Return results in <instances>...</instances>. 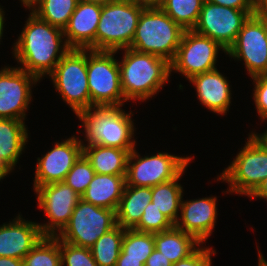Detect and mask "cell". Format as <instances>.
<instances>
[{
	"label": "cell",
	"instance_id": "obj_1",
	"mask_svg": "<svg viewBox=\"0 0 267 266\" xmlns=\"http://www.w3.org/2000/svg\"><path fill=\"white\" fill-rule=\"evenodd\" d=\"M13 45L20 68L39 81L50 75L61 58L70 50L63 29L41 20L30 12L26 24ZM64 40V42H63Z\"/></svg>",
	"mask_w": 267,
	"mask_h": 266
},
{
	"label": "cell",
	"instance_id": "obj_2",
	"mask_svg": "<svg viewBox=\"0 0 267 266\" xmlns=\"http://www.w3.org/2000/svg\"><path fill=\"white\" fill-rule=\"evenodd\" d=\"M121 50L124 55L118 64L125 100L143 102L154 97L170 78V63L161 57L131 48Z\"/></svg>",
	"mask_w": 267,
	"mask_h": 266
},
{
	"label": "cell",
	"instance_id": "obj_3",
	"mask_svg": "<svg viewBox=\"0 0 267 266\" xmlns=\"http://www.w3.org/2000/svg\"><path fill=\"white\" fill-rule=\"evenodd\" d=\"M122 106L91 107L77 115L85 129L87 144L104 147H117L131 152L136 145L135 127L132 111L121 109Z\"/></svg>",
	"mask_w": 267,
	"mask_h": 266
},
{
	"label": "cell",
	"instance_id": "obj_4",
	"mask_svg": "<svg viewBox=\"0 0 267 266\" xmlns=\"http://www.w3.org/2000/svg\"><path fill=\"white\" fill-rule=\"evenodd\" d=\"M184 32L161 8H144L129 48L171 63Z\"/></svg>",
	"mask_w": 267,
	"mask_h": 266
},
{
	"label": "cell",
	"instance_id": "obj_5",
	"mask_svg": "<svg viewBox=\"0 0 267 266\" xmlns=\"http://www.w3.org/2000/svg\"><path fill=\"white\" fill-rule=\"evenodd\" d=\"M144 8L136 1L113 0L102 5L95 35V51L129 48Z\"/></svg>",
	"mask_w": 267,
	"mask_h": 266
},
{
	"label": "cell",
	"instance_id": "obj_6",
	"mask_svg": "<svg viewBox=\"0 0 267 266\" xmlns=\"http://www.w3.org/2000/svg\"><path fill=\"white\" fill-rule=\"evenodd\" d=\"M250 134L246 144L216 180L228 183L227 194L249 197L267 178V146L255 132Z\"/></svg>",
	"mask_w": 267,
	"mask_h": 266
},
{
	"label": "cell",
	"instance_id": "obj_7",
	"mask_svg": "<svg viewBox=\"0 0 267 266\" xmlns=\"http://www.w3.org/2000/svg\"><path fill=\"white\" fill-rule=\"evenodd\" d=\"M117 51L87 49V78L91 107L123 106Z\"/></svg>",
	"mask_w": 267,
	"mask_h": 266
},
{
	"label": "cell",
	"instance_id": "obj_8",
	"mask_svg": "<svg viewBox=\"0 0 267 266\" xmlns=\"http://www.w3.org/2000/svg\"><path fill=\"white\" fill-rule=\"evenodd\" d=\"M55 90L77 116L90 109L87 49H70L49 75Z\"/></svg>",
	"mask_w": 267,
	"mask_h": 266
},
{
	"label": "cell",
	"instance_id": "obj_9",
	"mask_svg": "<svg viewBox=\"0 0 267 266\" xmlns=\"http://www.w3.org/2000/svg\"><path fill=\"white\" fill-rule=\"evenodd\" d=\"M116 226L115 210L80 199L69 222L56 237L76 246L90 248L98 238Z\"/></svg>",
	"mask_w": 267,
	"mask_h": 266
},
{
	"label": "cell",
	"instance_id": "obj_10",
	"mask_svg": "<svg viewBox=\"0 0 267 266\" xmlns=\"http://www.w3.org/2000/svg\"><path fill=\"white\" fill-rule=\"evenodd\" d=\"M193 157H180L158 152L155 155L141 157L134 148L128 157L126 185L153 187L176 179Z\"/></svg>",
	"mask_w": 267,
	"mask_h": 266
},
{
	"label": "cell",
	"instance_id": "obj_11",
	"mask_svg": "<svg viewBox=\"0 0 267 266\" xmlns=\"http://www.w3.org/2000/svg\"><path fill=\"white\" fill-rule=\"evenodd\" d=\"M226 55L243 60L251 78L267 74V16L261 10L244 22Z\"/></svg>",
	"mask_w": 267,
	"mask_h": 266
},
{
	"label": "cell",
	"instance_id": "obj_12",
	"mask_svg": "<svg viewBox=\"0 0 267 266\" xmlns=\"http://www.w3.org/2000/svg\"><path fill=\"white\" fill-rule=\"evenodd\" d=\"M220 50L226 54V49L217 41L193 30H185L176 55L170 63V72H180L189 80L195 75L215 70Z\"/></svg>",
	"mask_w": 267,
	"mask_h": 266
},
{
	"label": "cell",
	"instance_id": "obj_13",
	"mask_svg": "<svg viewBox=\"0 0 267 266\" xmlns=\"http://www.w3.org/2000/svg\"><path fill=\"white\" fill-rule=\"evenodd\" d=\"M258 11H243L205 1L193 31L217 41L226 51L236 40L249 16Z\"/></svg>",
	"mask_w": 267,
	"mask_h": 266
},
{
	"label": "cell",
	"instance_id": "obj_14",
	"mask_svg": "<svg viewBox=\"0 0 267 266\" xmlns=\"http://www.w3.org/2000/svg\"><path fill=\"white\" fill-rule=\"evenodd\" d=\"M38 208L44 210L48 222L38 224L43 236H57L69 222L81 196L65 182L38 186L35 190Z\"/></svg>",
	"mask_w": 267,
	"mask_h": 266
},
{
	"label": "cell",
	"instance_id": "obj_15",
	"mask_svg": "<svg viewBox=\"0 0 267 266\" xmlns=\"http://www.w3.org/2000/svg\"><path fill=\"white\" fill-rule=\"evenodd\" d=\"M39 80L18 67L0 70V118L25 120L32 99V85Z\"/></svg>",
	"mask_w": 267,
	"mask_h": 266
},
{
	"label": "cell",
	"instance_id": "obj_16",
	"mask_svg": "<svg viewBox=\"0 0 267 266\" xmlns=\"http://www.w3.org/2000/svg\"><path fill=\"white\" fill-rule=\"evenodd\" d=\"M82 155L83 143L75 135L61 142H55L49 152L37 158L33 189L64 181L67 173Z\"/></svg>",
	"mask_w": 267,
	"mask_h": 266
},
{
	"label": "cell",
	"instance_id": "obj_17",
	"mask_svg": "<svg viewBox=\"0 0 267 266\" xmlns=\"http://www.w3.org/2000/svg\"><path fill=\"white\" fill-rule=\"evenodd\" d=\"M217 197L181 200L180 217L174 226L194 236L201 244L206 242L215 228ZM181 220V221H180Z\"/></svg>",
	"mask_w": 267,
	"mask_h": 266
},
{
	"label": "cell",
	"instance_id": "obj_18",
	"mask_svg": "<svg viewBox=\"0 0 267 266\" xmlns=\"http://www.w3.org/2000/svg\"><path fill=\"white\" fill-rule=\"evenodd\" d=\"M38 224L19 214L9 223L0 225V257L23 260L43 237Z\"/></svg>",
	"mask_w": 267,
	"mask_h": 266
},
{
	"label": "cell",
	"instance_id": "obj_19",
	"mask_svg": "<svg viewBox=\"0 0 267 266\" xmlns=\"http://www.w3.org/2000/svg\"><path fill=\"white\" fill-rule=\"evenodd\" d=\"M102 5L78 1L75 11L64 28L65 42L70 49L95 51V35Z\"/></svg>",
	"mask_w": 267,
	"mask_h": 266
},
{
	"label": "cell",
	"instance_id": "obj_20",
	"mask_svg": "<svg viewBox=\"0 0 267 266\" xmlns=\"http://www.w3.org/2000/svg\"><path fill=\"white\" fill-rule=\"evenodd\" d=\"M219 70L198 74L189 79L196 87L197 98L207 109L219 115H225L231 103L229 81Z\"/></svg>",
	"mask_w": 267,
	"mask_h": 266
},
{
	"label": "cell",
	"instance_id": "obj_21",
	"mask_svg": "<svg viewBox=\"0 0 267 266\" xmlns=\"http://www.w3.org/2000/svg\"><path fill=\"white\" fill-rule=\"evenodd\" d=\"M126 175L95 174L81 199L95 206L117 210L126 185Z\"/></svg>",
	"mask_w": 267,
	"mask_h": 266
},
{
	"label": "cell",
	"instance_id": "obj_22",
	"mask_svg": "<svg viewBox=\"0 0 267 266\" xmlns=\"http://www.w3.org/2000/svg\"><path fill=\"white\" fill-rule=\"evenodd\" d=\"M83 155L97 174L126 175L130 152L117 147L84 144Z\"/></svg>",
	"mask_w": 267,
	"mask_h": 266
},
{
	"label": "cell",
	"instance_id": "obj_23",
	"mask_svg": "<svg viewBox=\"0 0 267 266\" xmlns=\"http://www.w3.org/2000/svg\"><path fill=\"white\" fill-rule=\"evenodd\" d=\"M24 121L0 118V160L12 170L18 163L28 141V130Z\"/></svg>",
	"mask_w": 267,
	"mask_h": 266
},
{
	"label": "cell",
	"instance_id": "obj_24",
	"mask_svg": "<svg viewBox=\"0 0 267 266\" xmlns=\"http://www.w3.org/2000/svg\"><path fill=\"white\" fill-rule=\"evenodd\" d=\"M151 200V187L125 185L116 210L117 225L124 229H133L139 223L144 208Z\"/></svg>",
	"mask_w": 267,
	"mask_h": 266
},
{
	"label": "cell",
	"instance_id": "obj_25",
	"mask_svg": "<svg viewBox=\"0 0 267 266\" xmlns=\"http://www.w3.org/2000/svg\"><path fill=\"white\" fill-rule=\"evenodd\" d=\"M155 249L176 263L191 255L201 243L192 235L173 226L171 229L154 234Z\"/></svg>",
	"mask_w": 267,
	"mask_h": 266
},
{
	"label": "cell",
	"instance_id": "obj_26",
	"mask_svg": "<svg viewBox=\"0 0 267 266\" xmlns=\"http://www.w3.org/2000/svg\"><path fill=\"white\" fill-rule=\"evenodd\" d=\"M185 170L174 180L151 187L152 202L173 224L179 217L183 187L179 180Z\"/></svg>",
	"mask_w": 267,
	"mask_h": 266
},
{
	"label": "cell",
	"instance_id": "obj_27",
	"mask_svg": "<svg viewBox=\"0 0 267 266\" xmlns=\"http://www.w3.org/2000/svg\"><path fill=\"white\" fill-rule=\"evenodd\" d=\"M79 0H38L31 10L38 18L64 30Z\"/></svg>",
	"mask_w": 267,
	"mask_h": 266
},
{
	"label": "cell",
	"instance_id": "obj_28",
	"mask_svg": "<svg viewBox=\"0 0 267 266\" xmlns=\"http://www.w3.org/2000/svg\"><path fill=\"white\" fill-rule=\"evenodd\" d=\"M125 229L117 225L90 247L97 266H115L119 258Z\"/></svg>",
	"mask_w": 267,
	"mask_h": 266
},
{
	"label": "cell",
	"instance_id": "obj_29",
	"mask_svg": "<svg viewBox=\"0 0 267 266\" xmlns=\"http://www.w3.org/2000/svg\"><path fill=\"white\" fill-rule=\"evenodd\" d=\"M154 249L153 233L125 229L120 252V255H125V259L141 260L145 265Z\"/></svg>",
	"mask_w": 267,
	"mask_h": 266
},
{
	"label": "cell",
	"instance_id": "obj_30",
	"mask_svg": "<svg viewBox=\"0 0 267 266\" xmlns=\"http://www.w3.org/2000/svg\"><path fill=\"white\" fill-rule=\"evenodd\" d=\"M205 0H166L161 9L184 30H193Z\"/></svg>",
	"mask_w": 267,
	"mask_h": 266
},
{
	"label": "cell",
	"instance_id": "obj_31",
	"mask_svg": "<svg viewBox=\"0 0 267 266\" xmlns=\"http://www.w3.org/2000/svg\"><path fill=\"white\" fill-rule=\"evenodd\" d=\"M23 266H61L60 239L43 236L23 258Z\"/></svg>",
	"mask_w": 267,
	"mask_h": 266
},
{
	"label": "cell",
	"instance_id": "obj_32",
	"mask_svg": "<svg viewBox=\"0 0 267 266\" xmlns=\"http://www.w3.org/2000/svg\"><path fill=\"white\" fill-rule=\"evenodd\" d=\"M91 163L82 155L67 173L63 182L70 186L80 196L85 192L95 176Z\"/></svg>",
	"mask_w": 267,
	"mask_h": 266
},
{
	"label": "cell",
	"instance_id": "obj_33",
	"mask_svg": "<svg viewBox=\"0 0 267 266\" xmlns=\"http://www.w3.org/2000/svg\"><path fill=\"white\" fill-rule=\"evenodd\" d=\"M174 224L154 206V203H150L144 208V213L139 223L133 228L134 230L147 233H160L171 229Z\"/></svg>",
	"mask_w": 267,
	"mask_h": 266
},
{
	"label": "cell",
	"instance_id": "obj_34",
	"mask_svg": "<svg viewBox=\"0 0 267 266\" xmlns=\"http://www.w3.org/2000/svg\"><path fill=\"white\" fill-rule=\"evenodd\" d=\"M61 266H97L90 248L60 240Z\"/></svg>",
	"mask_w": 267,
	"mask_h": 266
},
{
	"label": "cell",
	"instance_id": "obj_35",
	"mask_svg": "<svg viewBox=\"0 0 267 266\" xmlns=\"http://www.w3.org/2000/svg\"><path fill=\"white\" fill-rule=\"evenodd\" d=\"M252 80L255 84L253 89L255 108L260 119L264 122L267 120V74L252 77Z\"/></svg>",
	"mask_w": 267,
	"mask_h": 266
},
{
	"label": "cell",
	"instance_id": "obj_36",
	"mask_svg": "<svg viewBox=\"0 0 267 266\" xmlns=\"http://www.w3.org/2000/svg\"><path fill=\"white\" fill-rule=\"evenodd\" d=\"M216 251L209 247H198L191 255L181 259L172 266H211V255H215Z\"/></svg>",
	"mask_w": 267,
	"mask_h": 266
},
{
	"label": "cell",
	"instance_id": "obj_37",
	"mask_svg": "<svg viewBox=\"0 0 267 266\" xmlns=\"http://www.w3.org/2000/svg\"><path fill=\"white\" fill-rule=\"evenodd\" d=\"M210 3L243 11H259L255 0H205Z\"/></svg>",
	"mask_w": 267,
	"mask_h": 266
},
{
	"label": "cell",
	"instance_id": "obj_38",
	"mask_svg": "<svg viewBox=\"0 0 267 266\" xmlns=\"http://www.w3.org/2000/svg\"><path fill=\"white\" fill-rule=\"evenodd\" d=\"M144 266H172V262L164 257L160 251L154 249Z\"/></svg>",
	"mask_w": 267,
	"mask_h": 266
},
{
	"label": "cell",
	"instance_id": "obj_39",
	"mask_svg": "<svg viewBox=\"0 0 267 266\" xmlns=\"http://www.w3.org/2000/svg\"><path fill=\"white\" fill-rule=\"evenodd\" d=\"M266 199L267 202V178H265L249 198Z\"/></svg>",
	"mask_w": 267,
	"mask_h": 266
},
{
	"label": "cell",
	"instance_id": "obj_40",
	"mask_svg": "<svg viewBox=\"0 0 267 266\" xmlns=\"http://www.w3.org/2000/svg\"><path fill=\"white\" fill-rule=\"evenodd\" d=\"M115 266H144L141 260L125 259V255H119Z\"/></svg>",
	"mask_w": 267,
	"mask_h": 266
},
{
	"label": "cell",
	"instance_id": "obj_41",
	"mask_svg": "<svg viewBox=\"0 0 267 266\" xmlns=\"http://www.w3.org/2000/svg\"><path fill=\"white\" fill-rule=\"evenodd\" d=\"M143 8H161L166 0H135Z\"/></svg>",
	"mask_w": 267,
	"mask_h": 266
},
{
	"label": "cell",
	"instance_id": "obj_42",
	"mask_svg": "<svg viewBox=\"0 0 267 266\" xmlns=\"http://www.w3.org/2000/svg\"><path fill=\"white\" fill-rule=\"evenodd\" d=\"M0 266H23V260L12 257H0Z\"/></svg>",
	"mask_w": 267,
	"mask_h": 266
},
{
	"label": "cell",
	"instance_id": "obj_43",
	"mask_svg": "<svg viewBox=\"0 0 267 266\" xmlns=\"http://www.w3.org/2000/svg\"><path fill=\"white\" fill-rule=\"evenodd\" d=\"M12 169L3 161L0 160V181L3 180L6 175L10 174Z\"/></svg>",
	"mask_w": 267,
	"mask_h": 266
},
{
	"label": "cell",
	"instance_id": "obj_44",
	"mask_svg": "<svg viewBox=\"0 0 267 266\" xmlns=\"http://www.w3.org/2000/svg\"><path fill=\"white\" fill-rule=\"evenodd\" d=\"M1 6V5H0ZM5 12L3 11V8L0 7V42H1V37L3 36V29H4V20H5V17H4V14Z\"/></svg>",
	"mask_w": 267,
	"mask_h": 266
},
{
	"label": "cell",
	"instance_id": "obj_45",
	"mask_svg": "<svg viewBox=\"0 0 267 266\" xmlns=\"http://www.w3.org/2000/svg\"><path fill=\"white\" fill-rule=\"evenodd\" d=\"M258 266H267V260L264 259L263 255L261 254L258 248Z\"/></svg>",
	"mask_w": 267,
	"mask_h": 266
},
{
	"label": "cell",
	"instance_id": "obj_46",
	"mask_svg": "<svg viewBox=\"0 0 267 266\" xmlns=\"http://www.w3.org/2000/svg\"><path fill=\"white\" fill-rule=\"evenodd\" d=\"M79 1L86 2V3H97L100 5H104V4H106L110 1H113V0H79Z\"/></svg>",
	"mask_w": 267,
	"mask_h": 266
},
{
	"label": "cell",
	"instance_id": "obj_47",
	"mask_svg": "<svg viewBox=\"0 0 267 266\" xmlns=\"http://www.w3.org/2000/svg\"><path fill=\"white\" fill-rule=\"evenodd\" d=\"M22 5L26 8H30L33 4H35L38 0H20Z\"/></svg>",
	"mask_w": 267,
	"mask_h": 266
},
{
	"label": "cell",
	"instance_id": "obj_48",
	"mask_svg": "<svg viewBox=\"0 0 267 266\" xmlns=\"http://www.w3.org/2000/svg\"><path fill=\"white\" fill-rule=\"evenodd\" d=\"M264 143L265 145L267 146V130H265L264 133L262 134H256Z\"/></svg>",
	"mask_w": 267,
	"mask_h": 266
},
{
	"label": "cell",
	"instance_id": "obj_49",
	"mask_svg": "<svg viewBox=\"0 0 267 266\" xmlns=\"http://www.w3.org/2000/svg\"><path fill=\"white\" fill-rule=\"evenodd\" d=\"M256 5L261 8L266 2L267 0H255Z\"/></svg>",
	"mask_w": 267,
	"mask_h": 266
},
{
	"label": "cell",
	"instance_id": "obj_50",
	"mask_svg": "<svg viewBox=\"0 0 267 266\" xmlns=\"http://www.w3.org/2000/svg\"><path fill=\"white\" fill-rule=\"evenodd\" d=\"M260 10L267 16V2L260 8Z\"/></svg>",
	"mask_w": 267,
	"mask_h": 266
}]
</instances>
